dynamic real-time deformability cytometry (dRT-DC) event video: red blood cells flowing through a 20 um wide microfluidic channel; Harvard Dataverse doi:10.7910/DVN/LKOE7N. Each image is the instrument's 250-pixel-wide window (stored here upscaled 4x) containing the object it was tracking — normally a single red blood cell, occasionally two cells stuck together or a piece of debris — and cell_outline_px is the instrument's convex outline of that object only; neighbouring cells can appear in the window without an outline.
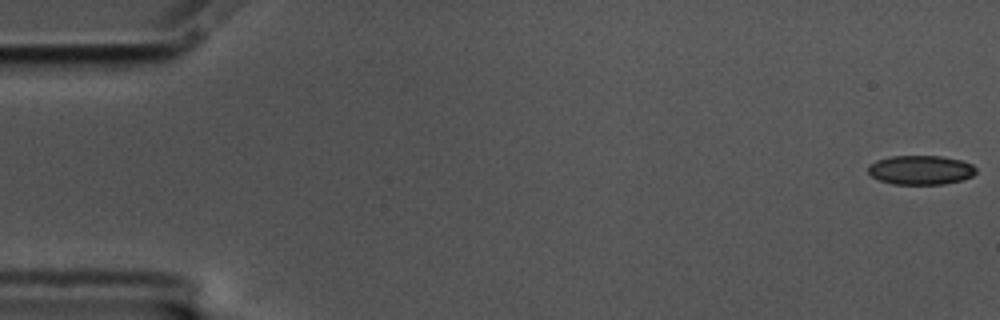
{"species": "common noctule bat (a hibernating species)", "species_latin": "Nyctalus noctula", "temperature_condition": "cold", "stored_images_in_passage": 57, "camera_frame_rate_fps": 3000, "um_per_image_px": 0.085, "animal": {"sex": "male", "body_mass_g": 17.5, "forearm_length_mm": 52.3}, "frame": {"image": 1, "passage_image": 1, "time_ms": 0.0, "image_size_px": [1000, 320], "cell_outline_px": [[976, 172], [972, 176], [964, 180], [944, 184], [892, 184], [880, 180], [872, 176], [868, 172], [868, 164], [876, 160], [892, 156], [940, 156], [964, 160], [972, 164], [976, 168]], "centroid_in_image_um": [78.28, 14.44], "position_along_channel_um": 6.7, "area_um2": 18.55}}
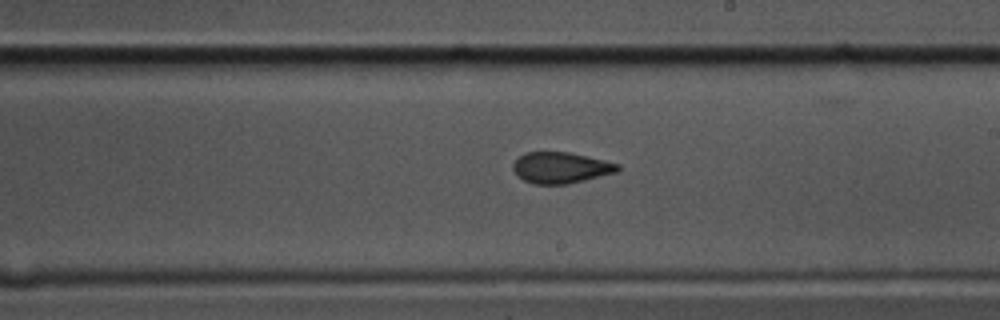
{"frame": {"image": 2, "passage_image": 33, "time_ms": 10.667, "image_size_px": [1000, 320], "cell_outline_px": [[620, 168], [616, 172], [568, 184], [532, 184], [516, 176], [512, 168], [512, 164], [524, 152], [568, 152], [620, 164]], "centroid_in_image_um": [47.62, 14.26], "position_along_channel_um": 241.4, "area_um2": 18.9}}
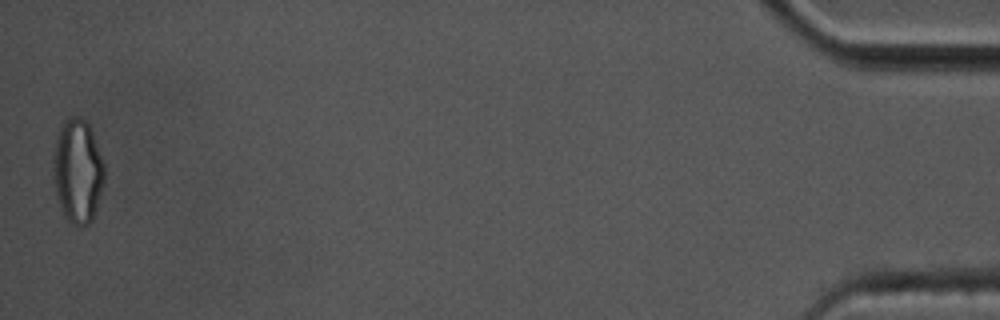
{"frame": {"image": 3, "passage_image": 57, "time_ms": 18.667, "image_size_px": [1000, 320], "cell_outline_px": [[104, 180], [96, 208], [92, 220], [88, 224], [80, 228], [72, 224], [64, 216], [56, 192], [52, 176], [52, 156], [56, 136], [64, 120], [68, 116], [80, 116], [88, 124], [92, 132], [104, 164]], "centroid_in_image_um": [6.57, 14.53], "position_along_channel_um": 428.6, "area_um2": 31.21}, "authors_computed_cell_mechanics": {"area_um2": 19.4786, "velocity_mm_per_s": 3.5161, "shape_relaxation_time_tau1_ms": 10.0346, "shape_relaxation_time_tau2_ms": 1.428, "deformation_change_tau1": 0.1692, "deformation_change_tau2": 0.0731}}